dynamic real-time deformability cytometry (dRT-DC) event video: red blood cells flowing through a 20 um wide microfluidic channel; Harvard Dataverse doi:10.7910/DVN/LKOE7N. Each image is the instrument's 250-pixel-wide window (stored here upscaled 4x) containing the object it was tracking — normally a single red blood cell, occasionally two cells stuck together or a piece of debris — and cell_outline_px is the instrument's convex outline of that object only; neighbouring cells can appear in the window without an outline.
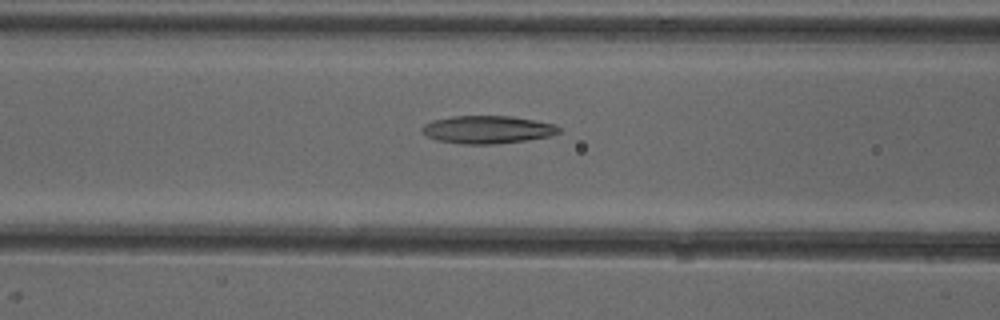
{"species": "common noctule bat (a hibernating species)", "species_latin": "Nyctalus noctula", "temperature_condition": "cold", "stored_images_in_passage": 18, "camera_frame_rate_fps": 3000, "um_per_image_px": 0.085, "animal": {"sex": "female"}, "frame": {"image": 1, "passage_image": 16, "time_ms": 5.0, "image_size_px": [1000, 320], "cell_outline_px": [[560, 132], [548, 136], [528, 140], [492, 144], [460, 144], [436, 140], [428, 136], [420, 128], [424, 124], [432, 120], [452, 116], [512, 116], [556, 124], [560, 128]], "centroid_in_image_um": [41.43, 11.01], "position_along_channel_um": 125.2, "area_um2": 22.2}}